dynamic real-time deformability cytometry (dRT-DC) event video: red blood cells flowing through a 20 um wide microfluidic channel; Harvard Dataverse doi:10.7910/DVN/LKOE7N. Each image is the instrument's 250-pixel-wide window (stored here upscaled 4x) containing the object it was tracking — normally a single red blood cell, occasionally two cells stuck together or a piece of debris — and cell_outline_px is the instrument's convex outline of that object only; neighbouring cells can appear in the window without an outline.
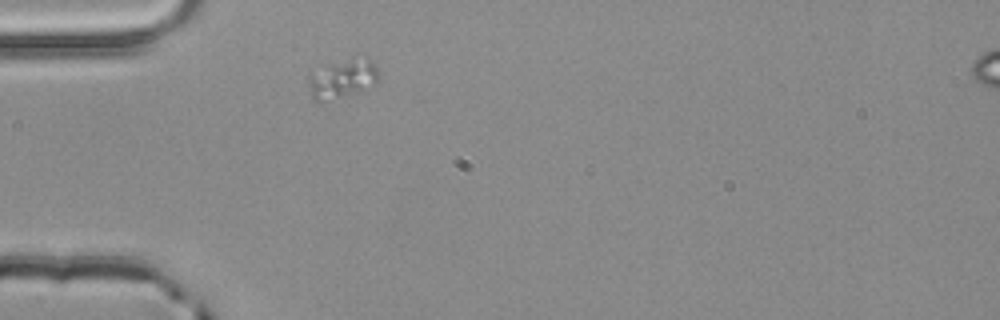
{"species": "common noctule bat (a hibernating species)", "species_latin": "Nyctalus noctula", "temperature_condition": "room temperature", "stored_images_in_passage": 1, "camera_frame_rate_fps": 3000, "um_per_image_px": 0.085, "animal": {"sex": "male", "body_mass_g": 20.4}, "frame": {"image": 1, "passage_image": 1, "time_ms": 0.0, "image_size_px": [1000, 320], "cell_outline_px": [[376, 84], [356, 92], [344, 96], [324, 100], [312, 100], [308, 80], [308, 72], [320, 64], [352, 56], [368, 60], [376, 68]], "centroid_in_image_um": [28.99, 6.63], "position_along_channel_um": 56.0, "area_um2": 16.13}}